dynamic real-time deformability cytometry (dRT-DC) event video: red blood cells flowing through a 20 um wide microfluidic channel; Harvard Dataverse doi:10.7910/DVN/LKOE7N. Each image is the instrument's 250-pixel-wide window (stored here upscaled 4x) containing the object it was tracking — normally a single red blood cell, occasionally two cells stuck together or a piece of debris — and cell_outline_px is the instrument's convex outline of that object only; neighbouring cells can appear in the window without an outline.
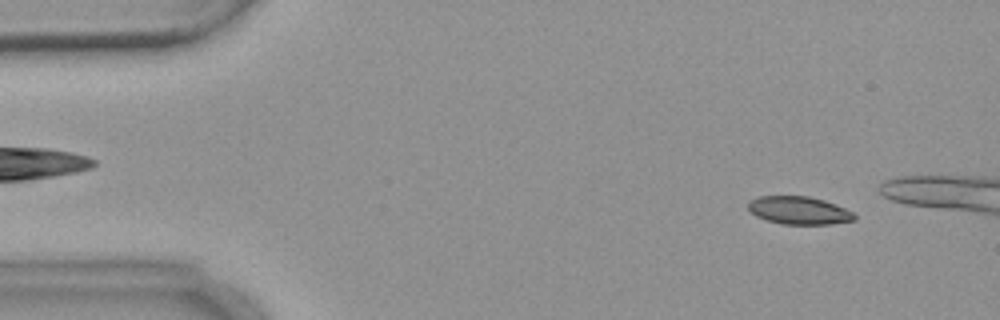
{"species": "common noctule bat (a hibernating species)", "species_latin": "Nyctalus noctula", "temperature_condition": "warm", "stored_images_in_passage": 6, "camera_frame_rate_fps": 3000, "um_per_image_px": 0.085, "animal": {"sex": "female", "body_mass_g": 18.4}, "frame": {"image": 1, "passage_image": 1, "time_ms": 0.0, "image_size_px": [1000, 320], "cell_outline_px": [[856, 220], [832, 224], [780, 224], [756, 216], [748, 208], [748, 204], [752, 200], [760, 196], [808, 196], [824, 200], [844, 208], [852, 212], [856, 216]], "centroid_in_image_um": [67.93, 17.89], "position_along_channel_um": 17.1, "area_um2": 17.11}}